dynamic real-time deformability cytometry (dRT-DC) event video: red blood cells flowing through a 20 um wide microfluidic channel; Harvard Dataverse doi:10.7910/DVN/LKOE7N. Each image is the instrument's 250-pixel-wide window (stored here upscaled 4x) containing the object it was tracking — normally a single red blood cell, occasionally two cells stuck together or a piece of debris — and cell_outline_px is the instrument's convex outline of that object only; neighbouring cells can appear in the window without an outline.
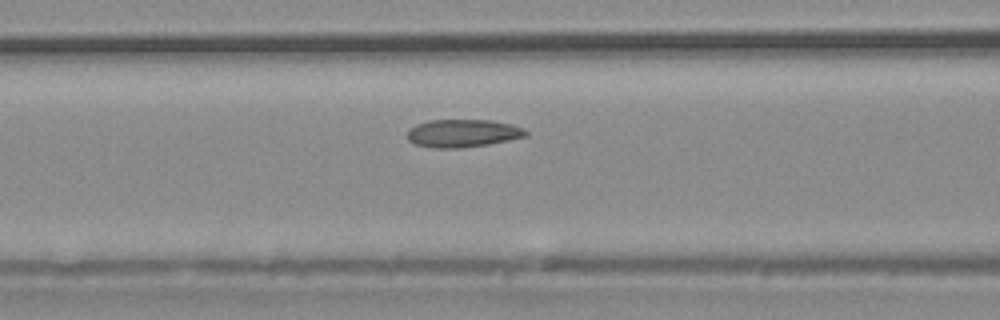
{"species": "common noctule bat (a hibernating species)", "species_latin": "Nyctalus noctula", "temperature_condition": "warm", "stored_images_in_passage": 27, "camera_frame_rate_fps": 3000, "um_per_image_px": 0.085, "animal": {"sex": "male", "body_mass_g": 20.4}, "frame": {"image": 1, "passage_image": 5, "time_ms": 1.333, "image_size_px": [1000, 320], "cell_outline_px": [[528, 136], [488, 144], [460, 148], [432, 148], [412, 144], [408, 140], [408, 128], [416, 124], [428, 120], [492, 120], [512, 124], [524, 128], [528, 132]], "centroid_in_image_um": [39.32, 11.32], "position_along_channel_um": 127.3, "area_um2": 19.48}}
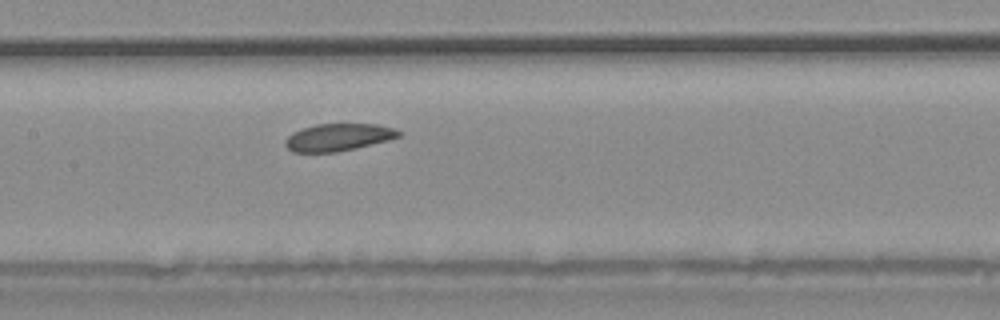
{"frame": {"image": 2, "passage_image": 8, "time_ms": 2.333, "image_size_px": [1000, 320], "cell_outline_px": [[400, 136], [388, 140], [336, 152], [292, 152], [284, 144], [288, 136], [292, 132], [316, 124], [376, 124], [396, 128], [400, 132]], "centroid_in_image_um": [28.74, 11.66], "position_along_channel_um": 178.7, "area_um2": 17.86}}
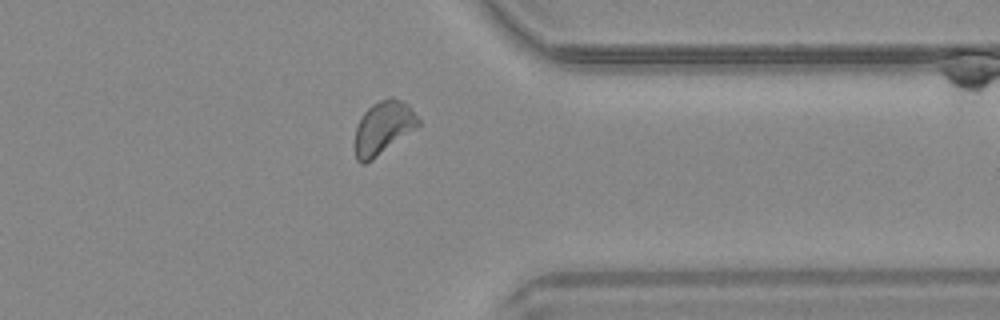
{"frame": {"image": 3, "passage_image": 20, "time_ms": 6.333, "image_size_px": [1000, 320], "cell_outline_px": [[420, 124], [416, 128], [372, 160], [364, 164], [360, 164], [356, 160], [356, 128], [360, 116], [372, 104], [388, 96], [392, 96], [408, 104], [420, 120]], "centroid_in_image_um": [32.57, 10.84], "position_along_channel_um": 378.8, "area_um2": 19.54}}